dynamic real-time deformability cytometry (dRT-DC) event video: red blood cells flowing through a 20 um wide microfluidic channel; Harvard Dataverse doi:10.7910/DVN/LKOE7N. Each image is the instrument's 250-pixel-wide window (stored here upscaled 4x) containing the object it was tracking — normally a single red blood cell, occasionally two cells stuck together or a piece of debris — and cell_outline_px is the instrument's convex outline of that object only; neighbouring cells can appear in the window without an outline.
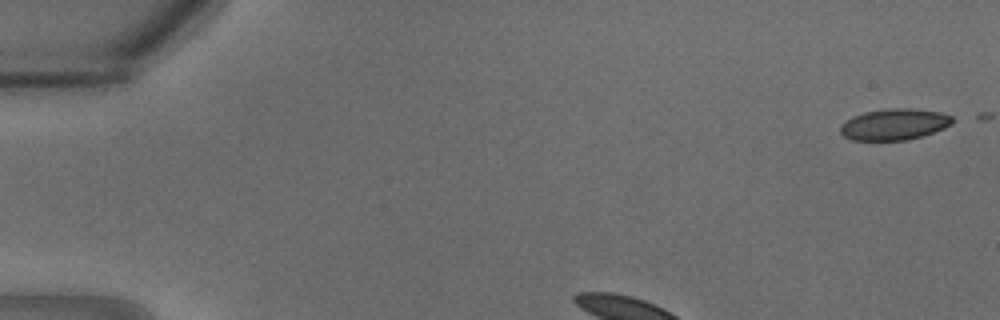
{"species": "common noctule bat (a hibernating species)", "species_latin": "Nyctalus noctula", "temperature_condition": "warm", "stored_images_in_passage": 13, "camera_frame_rate_fps": 3000, "um_per_image_px": 0.085, "animal": {"sex": "male", "body_mass_g": 18.8}, "frame": {"image": 1, "passage_image": 1, "time_ms": 0.0, "image_size_px": [1000, 320], "cell_outline_px": [[952, 124], [944, 128], [920, 136], [904, 140], [852, 140], [844, 136], [840, 132], [840, 124], [852, 116], [864, 112], [888, 108], [912, 108], [940, 112], [952, 116]], "centroid_in_image_um": [75.98, 10.56], "position_along_channel_um": 9.0, "area_um2": 20.35}}
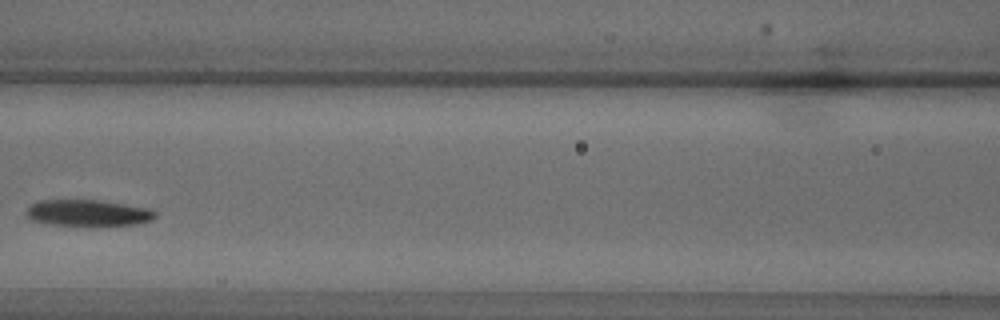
{"frame": {"image": 2, "passage_image": 10, "time_ms": 3.0, "image_size_px": [1000, 320], "cell_outline_px": [[156, 216], [152, 220], [136, 224], [48, 224], [32, 220], [24, 212], [32, 204], [40, 200], [100, 200], [152, 208], [156, 212]], "centroid_in_image_um": [7.5, 18.07], "position_along_channel_um": 159.1, "area_um2": 19.42}}
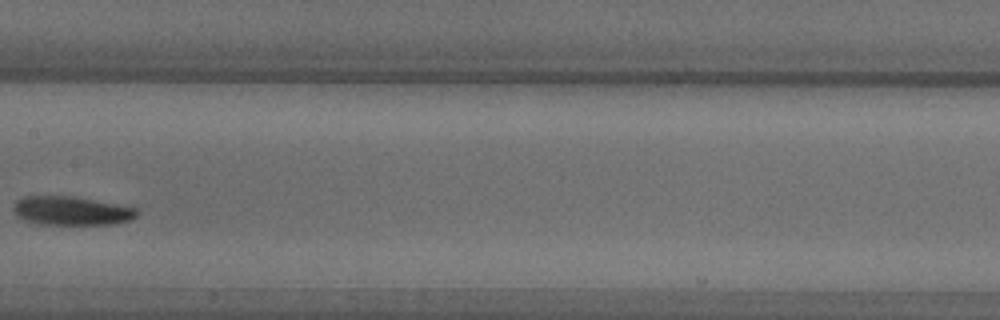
{"frame": {"image": 3, "passage_image": 12, "time_ms": 3.667, "image_size_px": [1000, 320], "cell_outline_px": [[140, 212], [136, 216], [128, 220], [116, 224], [40, 224], [16, 216], [12, 212], [12, 204], [16, 200], [24, 196], [76, 196], [136, 208]], "centroid_in_image_um": [6.04, 17.9], "position_along_channel_um": 201.4, "area_um2": 20.81}}